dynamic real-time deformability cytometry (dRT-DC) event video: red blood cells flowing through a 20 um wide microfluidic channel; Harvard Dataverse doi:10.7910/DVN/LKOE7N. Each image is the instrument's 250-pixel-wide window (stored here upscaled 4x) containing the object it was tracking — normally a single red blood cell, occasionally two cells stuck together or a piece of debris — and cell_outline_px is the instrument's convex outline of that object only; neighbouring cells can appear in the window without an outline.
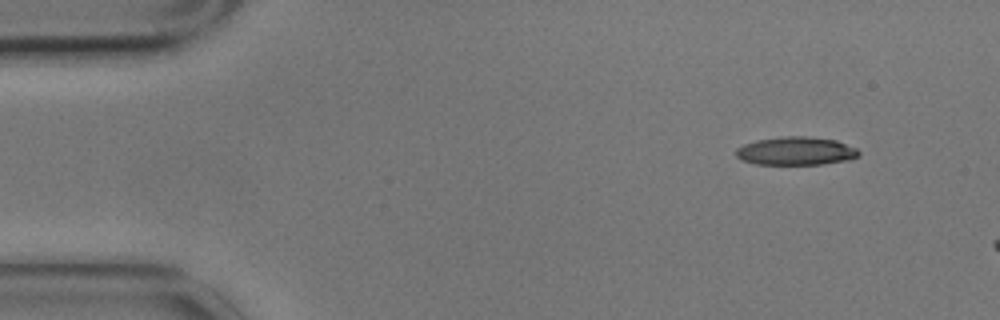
{"species": "common noctule bat (a hibernating species)", "species_latin": "Nyctalus noctula", "temperature_condition": "cold", "stored_images_in_passage": 3, "camera_frame_rate_fps": 3000, "um_per_image_px": 0.085, "animal": {"sex": "male", "body_mass_g": 17.9}, "frame": {"image": 1, "passage_image": 1, "time_ms": 0.0, "image_size_px": [1000, 320], "cell_outline_px": [[860, 156], [848, 160], [824, 164], [756, 164], [740, 160], [736, 156], [736, 148], [744, 144], [756, 140], [784, 136], [808, 136], [836, 140], [856, 148], [860, 152]], "centroid_in_image_um": [67.65, 12.83], "position_along_channel_um": 17.3, "area_um2": 20.35}}